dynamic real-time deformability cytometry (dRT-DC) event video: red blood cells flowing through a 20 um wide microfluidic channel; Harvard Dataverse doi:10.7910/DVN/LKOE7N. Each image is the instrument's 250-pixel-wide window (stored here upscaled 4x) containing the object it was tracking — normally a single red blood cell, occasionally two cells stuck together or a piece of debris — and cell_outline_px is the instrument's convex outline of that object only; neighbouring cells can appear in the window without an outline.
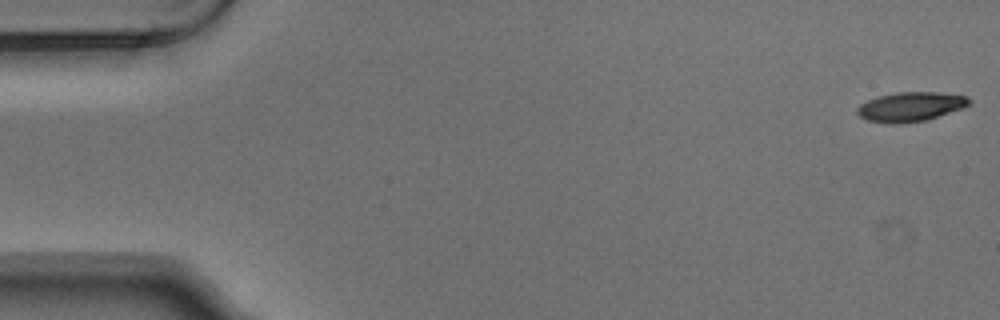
{"species": "Egyptian fruit bat (a non-hibernating species)", "species_latin": "Rousettus aegyptiacus", "temperature_condition": "warm", "stored_images_in_passage": 5, "camera_frame_rate_fps": 3000, "um_per_image_px": 0.085, "animal": {"sex": "male"}, "frame": {"image": 1, "passage_image": 1, "time_ms": 0.0, "image_size_px": [1000, 320], "cell_outline_px": [[972, 104], [928, 120], [904, 124], [888, 124], [868, 120], [860, 116], [856, 112], [856, 108], [860, 104], [868, 100], [880, 96], [900, 92], [936, 92], [968, 96], [972, 100]], "centroid_in_image_um": [77.42, 9.08], "position_along_channel_um": 7.6, "area_um2": 19.31}}
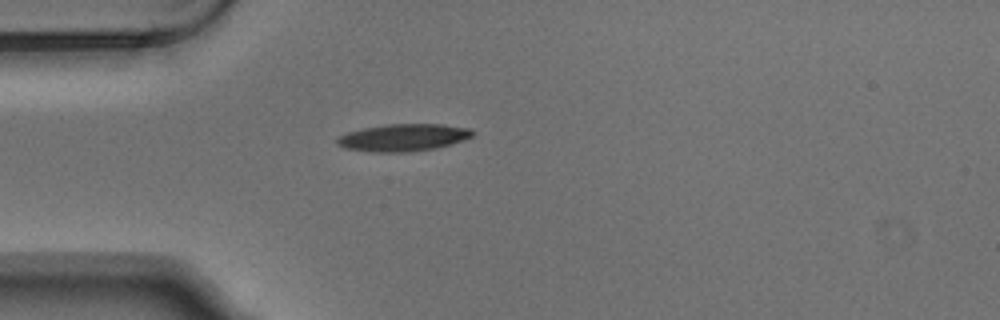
{"frame": {"image": 2, "passage_image": 5, "time_ms": 1.333, "image_size_px": [1000, 320], "cell_outline_px": [[476, 132], [472, 136], [452, 144], [436, 148], [408, 152], [372, 152], [344, 148], [336, 144], [336, 140], [340, 136], [348, 132], [364, 128], [388, 124], [444, 124], [472, 128]], "centroid_in_image_um": [34.32, 11.69], "position_along_channel_um": 50.7, "area_um2": 21.62}}